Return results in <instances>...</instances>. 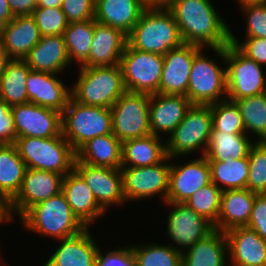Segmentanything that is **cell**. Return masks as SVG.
<instances>
[{"instance_id":"1","label":"cell","mask_w":266,"mask_h":266,"mask_svg":"<svg viewBox=\"0 0 266 266\" xmlns=\"http://www.w3.org/2000/svg\"><path fill=\"white\" fill-rule=\"evenodd\" d=\"M183 43L204 48L226 47L230 28L211 0H169Z\"/></svg>"},{"instance_id":"2","label":"cell","mask_w":266,"mask_h":266,"mask_svg":"<svg viewBox=\"0 0 266 266\" xmlns=\"http://www.w3.org/2000/svg\"><path fill=\"white\" fill-rule=\"evenodd\" d=\"M127 44L140 51L165 55L183 44L178 25L166 6L146 7L127 35Z\"/></svg>"},{"instance_id":"3","label":"cell","mask_w":266,"mask_h":266,"mask_svg":"<svg viewBox=\"0 0 266 266\" xmlns=\"http://www.w3.org/2000/svg\"><path fill=\"white\" fill-rule=\"evenodd\" d=\"M18 220L23 230L56 241L86 228L73 214L62 192L30 207Z\"/></svg>"},{"instance_id":"4","label":"cell","mask_w":266,"mask_h":266,"mask_svg":"<svg viewBox=\"0 0 266 266\" xmlns=\"http://www.w3.org/2000/svg\"><path fill=\"white\" fill-rule=\"evenodd\" d=\"M215 52V59L204 50ZM211 58V59H209ZM225 47H202L194 56L186 97L192 105H213L227 99Z\"/></svg>"},{"instance_id":"5","label":"cell","mask_w":266,"mask_h":266,"mask_svg":"<svg viewBox=\"0 0 266 266\" xmlns=\"http://www.w3.org/2000/svg\"><path fill=\"white\" fill-rule=\"evenodd\" d=\"M77 69L78 78L71 86L72 98L76 102L111 108L126 91L120 64Z\"/></svg>"},{"instance_id":"6","label":"cell","mask_w":266,"mask_h":266,"mask_svg":"<svg viewBox=\"0 0 266 266\" xmlns=\"http://www.w3.org/2000/svg\"><path fill=\"white\" fill-rule=\"evenodd\" d=\"M15 146L27 168L65 176L74 169L76 152L62 133L56 137H19Z\"/></svg>"},{"instance_id":"7","label":"cell","mask_w":266,"mask_h":266,"mask_svg":"<svg viewBox=\"0 0 266 266\" xmlns=\"http://www.w3.org/2000/svg\"><path fill=\"white\" fill-rule=\"evenodd\" d=\"M111 133V108L84 105L71 97L62 112V135L75 152L87 141Z\"/></svg>"},{"instance_id":"8","label":"cell","mask_w":266,"mask_h":266,"mask_svg":"<svg viewBox=\"0 0 266 266\" xmlns=\"http://www.w3.org/2000/svg\"><path fill=\"white\" fill-rule=\"evenodd\" d=\"M211 130V105H191L183 121L165 138L166 156L175 160L196 151L205 155Z\"/></svg>"},{"instance_id":"9","label":"cell","mask_w":266,"mask_h":266,"mask_svg":"<svg viewBox=\"0 0 266 266\" xmlns=\"http://www.w3.org/2000/svg\"><path fill=\"white\" fill-rule=\"evenodd\" d=\"M226 89L230 101L266 92L264 66L244 55L231 42L225 47Z\"/></svg>"},{"instance_id":"10","label":"cell","mask_w":266,"mask_h":266,"mask_svg":"<svg viewBox=\"0 0 266 266\" xmlns=\"http://www.w3.org/2000/svg\"><path fill=\"white\" fill-rule=\"evenodd\" d=\"M163 64V55L140 51L126 44L120 60L125 90L133 93L157 94Z\"/></svg>"},{"instance_id":"11","label":"cell","mask_w":266,"mask_h":266,"mask_svg":"<svg viewBox=\"0 0 266 266\" xmlns=\"http://www.w3.org/2000/svg\"><path fill=\"white\" fill-rule=\"evenodd\" d=\"M150 96L125 91L111 107L112 132L121 142L151 135Z\"/></svg>"},{"instance_id":"12","label":"cell","mask_w":266,"mask_h":266,"mask_svg":"<svg viewBox=\"0 0 266 266\" xmlns=\"http://www.w3.org/2000/svg\"><path fill=\"white\" fill-rule=\"evenodd\" d=\"M123 193L126 202L152 199L158 196L167 201L170 180V158L161 163L145 167H121ZM161 196V197H160Z\"/></svg>"},{"instance_id":"13","label":"cell","mask_w":266,"mask_h":266,"mask_svg":"<svg viewBox=\"0 0 266 266\" xmlns=\"http://www.w3.org/2000/svg\"><path fill=\"white\" fill-rule=\"evenodd\" d=\"M168 206L166 232L170 244L183 253L214 230L213 224L185 203L164 202ZM174 242V243H173Z\"/></svg>"},{"instance_id":"14","label":"cell","mask_w":266,"mask_h":266,"mask_svg":"<svg viewBox=\"0 0 266 266\" xmlns=\"http://www.w3.org/2000/svg\"><path fill=\"white\" fill-rule=\"evenodd\" d=\"M63 175L27 168L22 187L8 204L11 220L20 218L30 207L59 194L62 191Z\"/></svg>"},{"instance_id":"15","label":"cell","mask_w":266,"mask_h":266,"mask_svg":"<svg viewBox=\"0 0 266 266\" xmlns=\"http://www.w3.org/2000/svg\"><path fill=\"white\" fill-rule=\"evenodd\" d=\"M74 170L84 179L98 203L108 213L112 206H124L121 169L74 163Z\"/></svg>"},{"instance_id":"16","label":"cell","mask_w":266,"mask_h":266,"mask_svg":"<svg viewBox=\"0 0 266 266\" xmlns=\"http://www.w3.org/2000/svg\"><path fill=\"white\" fill-rule=\"evenodd\" d=\"M16 136L50 138L62 133V113L33 103L11 107Z\"/></svg>"},{"instance_id":"17","label":"cell","mask_w":266,"mask_h":266,"mask_svg":"<svg viewBox=\"0 0 266 266\" xmlns=\"http://www.w3.org/2000/svg\"><path fill=\"white\" fill-rule=\"evenodd\" d=\"M170 161L168 202L184 203L196 191L211 183L209 162L204 155H196L195 159L184 163L176 164L172 158Z\"/></svg>"},{"instance_id":"18","label":"cell","mask_w":266,"mask_h":266,"mask_svg":"<svg viewBox=\"0 0 266 266\" xmlns=\"http://www.w3.org/2000/svg\"><path fill=\"white\" fill-rule=\"evenodd\" d=\"M201 48L194 44L183 43L163 55L164 64L158 93L187 95L194 56Z\"/></svg>"},{"instance_id":"19","label":"cell","mask_w":266,"mask_h":266,"mask_svg":"<svg viewBox=\"0 0 266 266\" xmlns=\"http://www.w3.org/2000/svg\"><path fill=\"white\" fill-rule=\"evenodd\" d=\"M191 105L183 95L152 94L149 103L151 134L168 138L183 121Z\"/></svg>"},{"instance_id":"20","label":"cell","mask_w":266,"mask_h":266,"mask_svg":"<svg viewBox=\"0 0 266 266\" xmlns=\"http://www.w3.org/2000/svg\"><path fill=\"white\" fill-rule=\"evenodd\" d=\"M57 75L31 70L26 83L29 102L62 113L72 93L71 87Z\"/></svg>"},{"instance_id":"21","label":"cell","mask_w":266,"mask_h":266,"mask_svg":"<svg viewBox=\"0 0 266 266\" xmlns=\"http://www.w3.org/2000/svg\"><path fill=\"white\" fill-rule=\"evenodd\" d=\"M229 266H266V240L244 226L225 232Z\"/></svg>"},{"instance_id":"22","label":"cell","mask_w":266,"mask_h":266,"mask_svg":"<svg viewBox=\"0 0 266 266\" xmlns=\"http://www.w3.org/2000/svg\"><path fill=\"white\" fill-rule=\"evenodd\" d=\"M73 214L85 226H92L106 212L98 205L92 190L84 179L73 169L63 177L61 191Z\"/></svg>"},{"instance_id":"23","label":"cell","mask_w":266,"mask_h":266,"mask_svg":"<svg viewBox=\"0 0 266 266\" xmlns=\"http://www.w3.org/2000/svg\"><path fill=\"white\" fill-rule=\"evenodd\" d=\"M40 39L41 35L32 15H16L0 28V41L10 59L24 60Z\"/></svg>"},{"instance_id":"24","label":"cell","mask_w":266,"mask_h":266,"mask_svg":"<svg viewBox=\"0 0 266 266\" xmlns=\"http://www.w3.org/2000/svg\"><path fill=\"white\" fill-rule=\"evenodd\" d=\"M126 44L127 35L121 30L102 25L94 19V33L88 57V67L120 64Z\"/></svg>"},{"instance_id":"25","label":"cell","mask_w":266,"mask_h":266,"mask_svg":"<svg viewBox=\"0 0 266 266\" xmlns=\"http://www.w3.org/2000/svg\"><path fill=\"white\" fill-rule=\"evenodd\" d=\"M24 60L34 71L58 75L71 64L63 35L41 36Z\"/></svg>"},{"instance_id":"26","label":"cell","mask_w":266,"mask_h":266,"mask_svg":"<svg viewBox=\"0 0 266 266\" xmlns=\"http://www.w3.org/2000/svg\"><path fill=\"white\" fill-rule=\"evenodd\" d=\"M257 193L245 189L222 191L220 211L214 229L226 232L247 226Z\"/></svg>"},{"instance_id":"27","label":"cell","mask_w":266,"mask_h":266,"mask_svg":"<svg viewBox=\"0 0 266 266\" xmlns=\"http://www.w3.org/2000/svg\"><path fill=\"white\" fill-rule=\"evenodd\" d=\"M145 9L146 6L140 0H98L95 3L94 19L128 35Z\"/></svg>"},{"instance_id":"28","label":"cell","mask_w":266,"mask_h":266,"mask_svg":"<svg viewBox=\"0 0 266 266\" xmlns=\"http://www.w3.org/2000/svg\"><path fill=\"white\" fill-rule=\"evenodd\" d=\"M90 227L80 233L58 240V248L50 257L62 266H96L98 248Z\"/></svg>"},{"instance_id":"29","label":"cell","mask_w":266,"mask_h":266,"mask_svg":"<svg viewBox=\"0 0 266 266\" xmlns=\"http://www.w3.org/2000/svg\"><path fill=\"white\" fill-rule=\"evenodd\" d=\"M228 262L226 234L217 229L182 253V266H229Z\"/></svg>"},{"instance_id":"30","label":"cell","mask_w":266,"mask_h":266,"mask_svg":"<svg viewBox=\"0 0 266 266\" xmlns=\"http://www.w3.org/2000/svg\"><path fill=\"white\" fill-rule=\"evenodd\" d=\"M75 163L120 169L122 142L113 133L97 136L76 151Z\"/></svg>"},{"instance_id":"31","label":"cell","mask_w":266,"mask_h":266,"mask_svg":"<svg viewBox=\"0 0 266 266\" xmlns=\"http://www.w3.org/2000/svg\"><path fill=\"white\" fill-rule=\"evenodd\" d=\"M165 138L148 135L122 142L121 167H145L161 163L166 158Z\"/></svg>"},{"instance_id":"32","label":"cell","mask_w":266,"mask_h":266,"mask_svg":"<svg viewBox=\"0 0 266 266\" xmlns=\"http://www.w3.org/2000/svg\"><path fill=\"white\" fill-rule=\"evenodd\" d=\"M26 163L20 157L15 144L0 145V197L9 204L19 193Z\"/></svg>"},{"instance_id":"33","label":"cell","mask_w":266,"mask_h":266,"mask_svg":"<svg viewBox=\"0 0 266 266\" xmlns=\"http://www.w3.org/2000/svg\"><path fill=\"white\" fill-rule=\"evenodd\" d=\"M248 137L247 134H228L219 130H211L204 156L208 161L248 157L250 148L256 142L255 139Z\"/></svg>"},{"instance_id":"34","label":"cell","mask_w":266,"mask_h":266,"mask_svg":"<svg viewBox=\"0 0 266 266\" xmlns=\"http://www.w3.org/2000/svg\"><path fill=\"white\" fill-rule=\"evenodd\" d=\"M32 69L25 60L11 59L0 78V98L10 107L29 103L27 77Z\"/></svg>"},{"instance_id":"35","label":"cell","mask_w":266,"mask_h":266,"mask_svg":"<svg viewBox=\"0 0 266 266\" xmlns=\"http://www.w3.org/2000/svg\"><path fill=\"white\" fill-rule=\"evenodd\" d=\"M208 162L211 182L222 191L246 188L249 176L248 157Z\"/></svg>"},{"instance_id":"36","label":"cell","mask_w":266,"mask_h":266,"mask_svg":"<svg viewBox=\"0 0 266 266\" xmlns=\"http://www.w3.org/2000/svg\"><path fill=\"white\" fill-rule=\"evenodd\" d=\"M94 33V19L69 23L63 33L70 62L88 67V57Z\"/></svg>"},{"instance_id":"37","label":"cell","mask_w":266,"mask_h":266,"mask_svg":"<svg viewBox=\"0 0 266 266\" xmlns=\"http://www.w3.org/2000/svg\"><path fill=\"white\" fill-rule=\"evenodd\" d=\"M243 118L246 134L257 138L255 141H266V92L234 100ZM251 134V135H250Z\"/></svg>"},{"instance_id":"38","label":"cell","mask_w":266,"mask_h":266,"mask_svg":"<svg viewBox=\"0 0 266 266\" xmlns=\"http://www.w3.org/2000/svg\"><path fill=\"white\" fill-rule=\"evenodd\" d=\"M132 250L136 266H182V253L170 244H133Z\"/></svg>"},{"instance_id":"39","label":"cell","mask_w":266,"mask_h":266,"mask_svg":"<svg viewBox=\"0 0 266 266\" xmlns=\"http://www.w3.org/2000/svg\"><path fill=\"white\" fill-rule=\"evenodd\" d=\"M212 130L228 134H246L243 118L234 101L228 99L211 105Z\"/></svg>"},{"instance_id":"40","label":"cell","mask_w":266,"mask_h":266,"mask_svg":"<svg viewBox=\"0 0 266 266\" xmlns=\"http://www.w3.org/2000/svg\"><path fill=\"white\" fill-rule=\"evenodd\" d=\"M221 195L222 190L211 182L196 191L184 203L214 225L219 217Z\"/></svg>"},{"instance_id":"41","label":"cell","mask_w":266,"mask_h":266,"mask_svg":"<svg viewBox=\"0 0 266 266\" xmlns=\"http://www.w3.org/2000/svg\"><path fill=\"white\" fill-rule=\"evenodd\" d=\"M249 176L246 188L257 194L266 193V141H256L248 154Z\"/></svg>"},{"instance_id":"42","label":"cell","mask_w":266,"mask_h":266,"mask_svg":"<svg viewBox=\"0 0 266 266\" xmlns=\"http://www.w3.org/2000/svg\"><path fill=\"white\" fill-rule=\"evenodd\" d=\"M32 16L41 36L63 35L69 25L61 7L36 8Z\"/></svg>"},{"instance_id":"43","label":"cell","mask_w":266,"mask_h":266,"mask_svg":"<svg viewBox=\"0 0 266 266\" xmlns=\"http://www.w3.org/2000/svg\"><path fill=\"white\" fill-rule=\"evenodd\" d=\"M241 8L246 17V37L266 38V4L246 5Z\"/></svg>"},{"instance_id":"44","label":"cell","mask_w":266,"mask_h":266,"mask_svg":"<svg viewBox=\"0 0 266 266\" xmlns=\"http://www.w3.org/2000/svg\"><path fill=\"white\" fill-rule=\"evenodd\" d=\"M237 38L233 31L230 30V42L232 44L256 63L262 66L266 65V38L244 37L245 40L242 41Z\"/></svg>"},{"instance_id":"45","label":"cell","mask_w":266,"mask_h":266,"mask_svg":"<svg viewBox=\"0 0 266 266\" xmlns=\"http://www.w3.org/2000/svg\"><path fill=\"white\" fill-rule=\"evenodd\" d=\"M98 248L96 266H136L132 245L119 246L117 249L105 250ZM106 252V253H105Z\"/></svg>"},{"instance_id":"46","label":"cell","mask_w":266,"mask_h":266,"mask_svg":"<svg viewBox=\"0 0 266 266\" xmlns=\"http://www.w3.org/2000/svg\"><path fill=\"white\" fill-rule=\"evenodd\" d=\"M61 9L69 23L95 18V2L93 0H62Z\"/></svg>"},{"instance_id":"47","label":"cell","mask_w":266,"mask_h":266,"mask_svg":"<svg viewBox=\"0 0 266 266\" xmlns=\"http://www.w3.org/2000/svg\"><path fill=\"white\" fill-rule=\"evenodd\" d=\"M246 227L266 240V193L256 194L251 217Z\"/></svg>"},{"instance_id":"48","label":"cell","mask_w":266,"mask_h":266,"mask_svg":"<svg viewBox=\"0 0 266 266\" xmlns=\"http://www.w3.org/2000/svg\"><path fill=\"white\" fill-rule=\"evenodd\" d=\"M17 139L11 107L0 98V145L15 144Z\"/></svg>"},{"instance_id":"49","label":"cell","mask_w":266,"mask_h":266,"mask_svg":"<svg viewBox=\"0 0 266 266\" xmlns=\"http://www.w3.org/2000/svg\"><path fill=\"white\" fill-rule=\"evenodd\" d=\"M38 0H8V5L14 16L32 15L37 8Z\"/></svg>"},{"instance_id":"50","label":"cell","mask_w":266,"mask_h":266,"mask_svg":"<svg viewBox=\"0 0 266 266\" xmlns=\"http://www.w3.org/2000/svg\"><path fill=\"white\" fill-rule=\"evenodd\" d=\"M14 15L12 14L8 5V0H0V28L7 25Z\"/></svg>"},{"instance_id":"51","label":"cell","mask_w":266,"mask_h":266,"mask_svg":"<svg viewBox=\"0 0 266 266\" xmlns=\"http://www.w3.org/2000/svg\"><path fill=\"white\" fill-rule=\"evenodd\" d=\"M8 211V204L0 197V225L11 222Z\"/></svg>"},{"instance_id":"52","label":"cell","mask_w":266,"mask_h":266,"mask_svg":"<svg viewBox=\"0 0 266 266\" xmlns=\"http://www.w3.org/2000/svg\"><path fill=\"white\" fill-rule=\"evenodd\" d=\"M10 60L11 59L9 58L0 41V78L4 74L6 66Z\"/></svg>"},{"instance_id":"53","label":"cell","mask_w":266,"mask_h":266,"mask_svg":"<svg viewBox=\"0 0 266 266\" xmlns=\"http://www.w3.org/2000/svg\"><path fill=\"white\" fill-rule=\"evenodd\" d=\"M62 0H38L37 8L61 7Z\"/></svg>"},{"instance_id":"54","label":"cell","mask_w":266,"mask_h":266,"mask_svg":"<svg viewBox=\"0 0 266 266\" xmlns=\"http://www.w3.org/2000/svg\"><path fill=\"white\" fill-rule=\"evenodd\" d=\"M146 7L166 6L169 0H140Z\"/></svg>"},{"instance_id":"55","label":"cell","mask_w":266,"mask_h":266,"mask_svg":"<svg viewBox=\"0 0 266 266\" xmlns=\"http://www.w3.org/2000/svg\"><path fill=\"white\" fill-rule=\"evenodd\" d=\"M239 7H243L246 5H256V4H266V0H236Z\"/></svg>"},{"instance_id":"56","label":"cell","mask_w":266,"mask_h":266,"mask_svg":"<svg viewBox=\"0 0 266 266\" xmlns=\"http://www.w3.org/2000/svg\"><path fill=\"white\" fill-rule=\"evenodd\" d=\"M43 266H62L55 262L51 257H48Z\"/></svg>"}]
</instances>
